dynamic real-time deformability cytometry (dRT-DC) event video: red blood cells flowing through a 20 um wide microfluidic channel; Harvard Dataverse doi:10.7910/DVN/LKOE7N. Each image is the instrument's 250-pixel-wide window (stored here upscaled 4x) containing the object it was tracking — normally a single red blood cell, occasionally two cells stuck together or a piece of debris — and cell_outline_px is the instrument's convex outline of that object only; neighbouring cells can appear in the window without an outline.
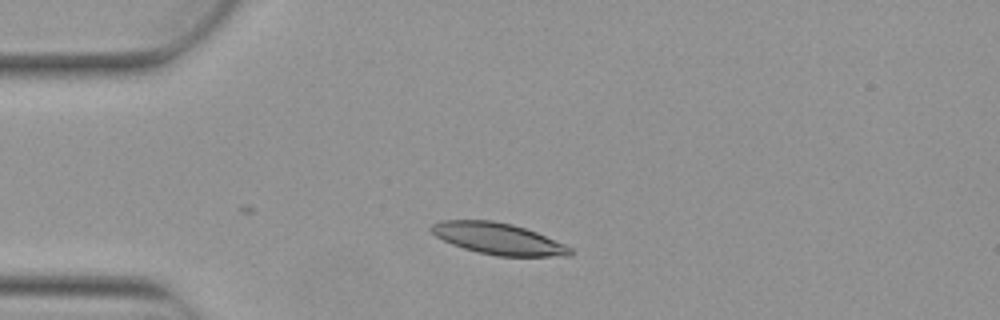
{"species": "Egyptian fruit bat (a non-hibernating species)", "species_latin": "Rousettus aegyptiacus", "temperature_condition": "warm", "stored_images_in_passage": 2, "camera_frame_rate_fps": 3000, "um_per_image_px": 0.085, "animal": {"sex": "female"}, "frame": {"image": 1, "passage_image": 2, "time_ms": 0.333, "image_size_px": [1000, 320], "cell_outline_px": [[572, 256], [496, 256], [476, 252], [452, 244], [436, 236], [428, 228], [432, 224], [440, 220], [492, 220], [512, 224], [536, 232], [564, 244], [572, 248]], "centroid_in_image_um": [42.33, 20.29], "position_along_channel_um": 42.7, "area_um2": 25.43}}